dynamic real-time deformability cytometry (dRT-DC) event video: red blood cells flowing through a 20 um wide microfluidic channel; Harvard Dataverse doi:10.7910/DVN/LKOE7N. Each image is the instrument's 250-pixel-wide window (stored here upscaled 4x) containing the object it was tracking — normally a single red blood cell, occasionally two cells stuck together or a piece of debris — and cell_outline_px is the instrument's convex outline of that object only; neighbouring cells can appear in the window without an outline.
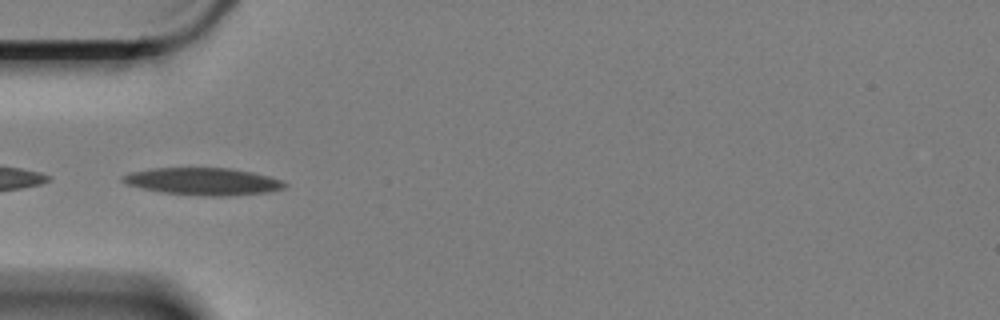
{"species": "Egyptian fruit bat (a non-hibernating species)", "species_latin": "Rousettus aegyptiacus", "temperature_condition": "cold", "stored_images_in_passage": 28, "camera_frame_rate_fps": 3000, "um_per_image_px": 0.085, "animal": {"sex": "female"}, "frame": {"image": 1, "passage_image": 5, "time_ms": 1.333, "image_size_px": [1000, 320], "cell_outline_px": [[288, 184], [284, 188], [268, 192], [232, 196], [200, 196], [160, 192], [128, 184], [120, 180], [120, 176], [132, 172], [152, 168], [232, 168], [252, 172], [284, 180]], "centroid_in_image_um": [17.3, 15.42], "position_along_channel_um": 67.7, "area_um2": 25.89}}
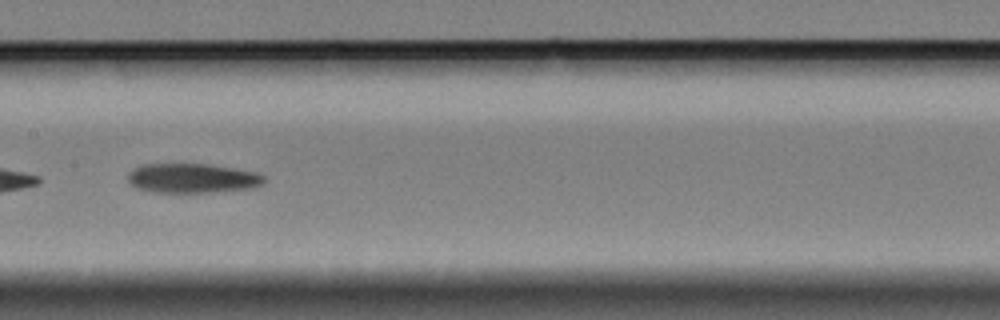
{"frame": {"image": 2, "passage_image": 16, "time_ms": 5.0, "image_size_px": [1000, 320], "cell_outline_px": [[264, 184], [252, 188], [212, 192], [152, 192], [136, 188], [128, 184], [128, 172], [132, 168], [144, 164], [204, 164], [232, 168], [256, 172], [264, 176]], "centroid_in_image_um": [16.3, 15.15], "position_along_channel_um": 191.1, "area_um2": 23.47}}